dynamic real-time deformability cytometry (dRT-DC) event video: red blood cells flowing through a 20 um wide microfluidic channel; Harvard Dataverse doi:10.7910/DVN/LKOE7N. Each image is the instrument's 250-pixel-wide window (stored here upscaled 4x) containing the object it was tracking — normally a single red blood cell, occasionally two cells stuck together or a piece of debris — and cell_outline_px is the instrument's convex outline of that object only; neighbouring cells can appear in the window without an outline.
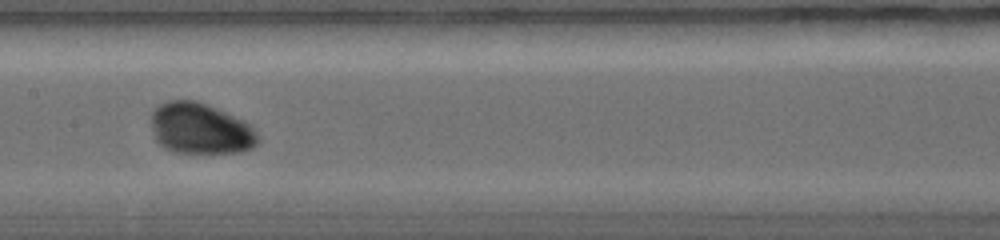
{"species": "common noctule bat (a hibernating species)", "species_latin": "Nyctalus noctula", "temperature_condition": "warm", "stored_images_in_passage": 19, "camera_frame_rate_fps": 5000, "um_per_image_px": 0.085, "animal": {"sex": "female", "body_mass_g": 19.0, "forearm_length_mm": 56.7}, "frame": {"image": 1, "passage_image": 11, "time_ms": 5.4, "image_size_px": [1000, 240], "cell_outline_px": [[260, 136], [256, 144], [252, 148], [240, 152], [176, 152], [164, 148], [156, 140], [152, 128], [152, 112], [160, 104], [172, 100], [192, 100], [204, 104], [244, 120]], "centroid_in_image_um": [17.03, 10.94], "position_along_channel_um": 190.4, "area_um2": 31.21}}
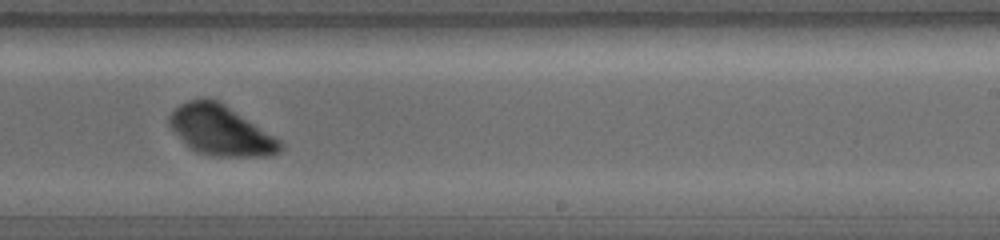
{"frame": {"image": 2, "passage_image": 14, "time_ms": 7.0, "image_size_px": [1000, 240], "cell_outline_px": [[284, 148], [280, 152], [272, 156], [212, 156], [196, 152], [188, 148], [172, 132], [168, 124], [168, 116], [180, 104], [192, 100], [216, 100], [280, 140], [284, 144]], "centroid_in_image_um": [18.73, 11.14], "position_along_channel_um": 270.3, "area_um2": 31.91}}
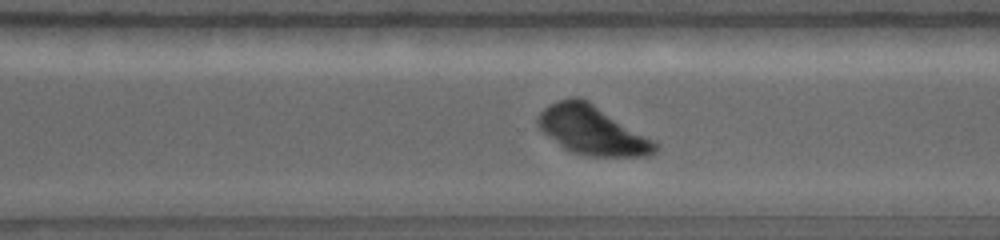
{"frame": {"image": 3, "passage_image": 16, "time_ms": 8.0, "image_size_px": [1000, 240], "cell_outline_px": [[660, 148], [656, 152], [648, 156], [584, 156], [572, 152], [564, 148], [548, 136], [536, 124], [536, 120], [540, 112], [544, 108], [560, 100], [572, 96], [580, 96], [588, 100], [652, 140]], "centroid_in_image_um": [50.31, 11.07], "position_along_channel_um": 320.3, "area_um2": 33.0}}